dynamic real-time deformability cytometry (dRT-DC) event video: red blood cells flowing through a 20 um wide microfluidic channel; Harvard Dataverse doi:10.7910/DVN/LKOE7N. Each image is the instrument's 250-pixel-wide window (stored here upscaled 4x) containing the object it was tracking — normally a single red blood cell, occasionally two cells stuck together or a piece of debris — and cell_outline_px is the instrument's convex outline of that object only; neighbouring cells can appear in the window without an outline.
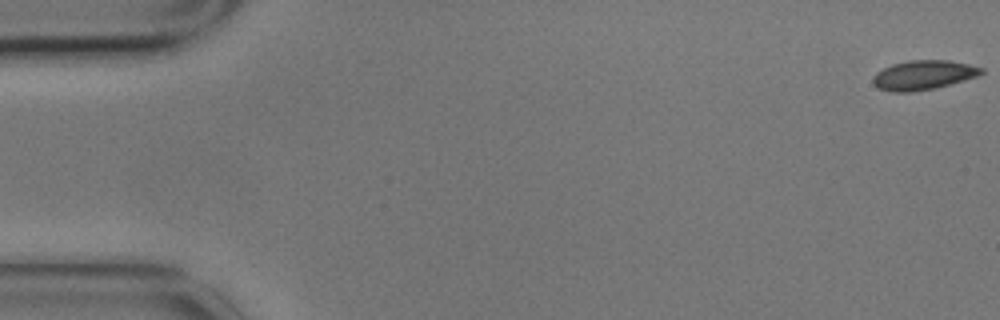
{"species": "common noctule bat (a hibernating species)", "species_latin": "Nyctalus noctula", "temperature_condition": "cold", "stored_images_in_passage": 5, "camera_frame_rate_fps": 3000, "um_per_image_px": 0.085, "animal": {"sex": "male", "body_mass_g": 17.9}, "frame": {"image": 1, "passage_image": 1, "time_ms": 0.0, "image_size_px": [1000, 320], "cell_outline_px": [[984, 72], [976, 76], [964, 80], [936, 88], [912, 92], [888, 92], [876, 88], [872, 80], [872, 76], [876, 72], [892, 64], [908, 60], [948, 60], [968, 64], [984, 68]], "centroid_in_image_um": [78.44, 6.39], "position_along_channel_um": 6.6, "area_um2": 18.73}}
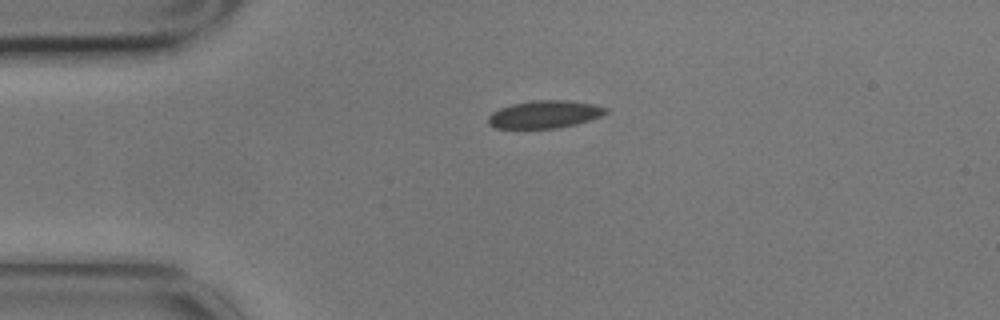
{"frame": {"image": 2, "passage_image": 4, "time_ms": 1.0, "image_size_px": [1000, 320], "cell_outline_px": [[608, 112], [600, 116], [576, 124], [556, 128], [496, 128], [488, 124], [488, 116], [492, 112], [500, 108], [512, 104], [536, 100], [568, 100], [592, 104], [608, 108]], "centroid_in_image_um": [46.28, 9.72], "position_along_channel_um": 38.7, "area_um2": 18.79}}